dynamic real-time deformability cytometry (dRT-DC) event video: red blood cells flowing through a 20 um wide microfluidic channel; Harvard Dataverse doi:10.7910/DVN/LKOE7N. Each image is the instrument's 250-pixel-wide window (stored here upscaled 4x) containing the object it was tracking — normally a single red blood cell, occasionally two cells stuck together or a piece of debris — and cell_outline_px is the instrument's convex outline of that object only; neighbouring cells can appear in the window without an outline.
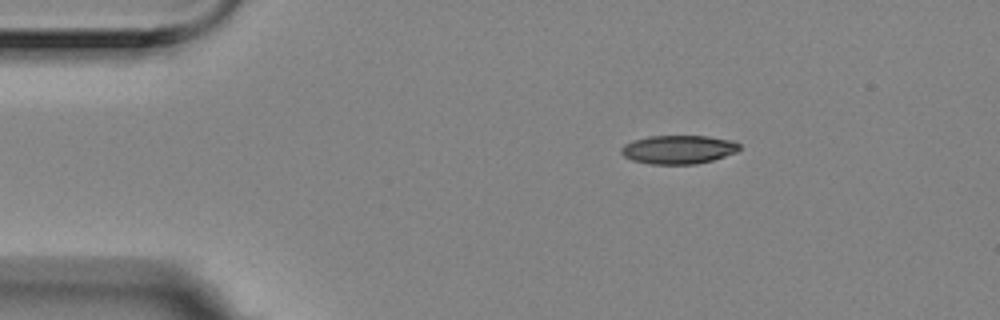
{"species": "Egyptian fruit bat (a non-hibernating species)", "species_latin": "Rousettus aegyptiacus", "temperature_condition": "room temperature", "stored_images_in_passage": 4, "camera_frame_rate_fps": 3000, "um_per_image_px": 0.085, "animal": {"sex": "female"}, "frame": {"image": 1, "passage_image": 2, "time_ms": 0.333, "image_size_px": [1000, 320], "cell_outline_px": [[740, 148], [736, 152], [712, 160], [696, 164], [648, 164], [632, 160], [624, 156], [620, 152], [620, 148], [624, 144], [632, 140], [648, 136], [708, 136], [732, 140], [740, 144]], "centroid_in_image_um": [57.63, 12.7], "position_along_channel_um": 27.4, "area_um2": 19.83}}
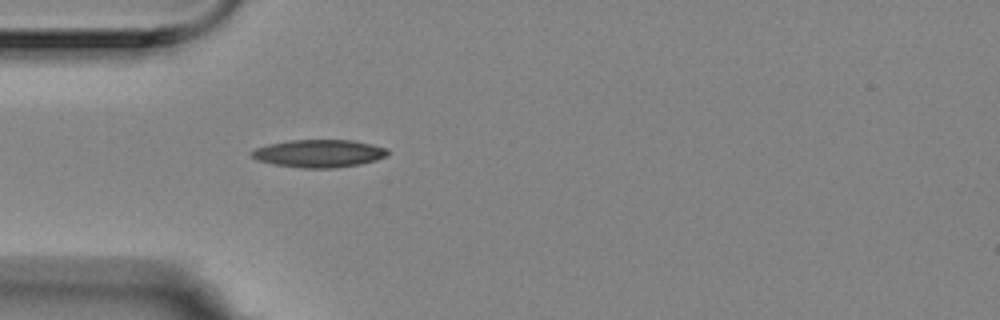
{"frame": {"image": 2, "passage_image": 4, "time_ms": 1.0, "image_size_px": [1000, 320], "cell_outline_px": [[388, 156], [376, 160], [360, 164], [332, 168], [300, 168], [272, 164], [256, 160], [252, 156], [252, 152], [256, 148], [268, 144], [288, 140], [352, 140], [388, 148]], "centroid_in_image_um": [27.12, 13.04], "position_along_channel_um": 57.9, "area_um2": 22.02}}